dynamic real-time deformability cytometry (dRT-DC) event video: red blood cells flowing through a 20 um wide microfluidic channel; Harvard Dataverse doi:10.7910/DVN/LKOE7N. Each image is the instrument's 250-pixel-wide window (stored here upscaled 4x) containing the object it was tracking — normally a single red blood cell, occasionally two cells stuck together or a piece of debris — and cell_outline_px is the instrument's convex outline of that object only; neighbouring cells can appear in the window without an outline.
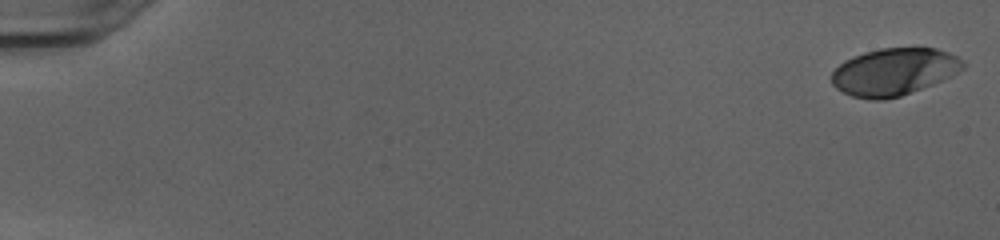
{"species": "human", "species_latin": "Homo sapiens", "temperature_condition": "cold", "stored_images_in_passage": 52, "camera_frame_rate_fps": 3000, "um_per_image_px": 0.085, "donor": {"sex": "female"}, "frame": {"image": 1, "passage_image": 1, "time_ms": 0.0, "image_size_px": [1000, 240], "cell_outline_px": [[964, 68], [952, 76], [932, 84], [900, 96], [884, 100], [872, 100], [852, 96], [836, 88], [832, 84], [832, 72], [844, 60], [864, 52], [880, 48], [936, 48], [948, 52], [956, 56], [964, 64]], "centroid_in_image_um": [75.97, 6.1], "position_along_channel_um": 9.0, "area_um2": 35.95}}
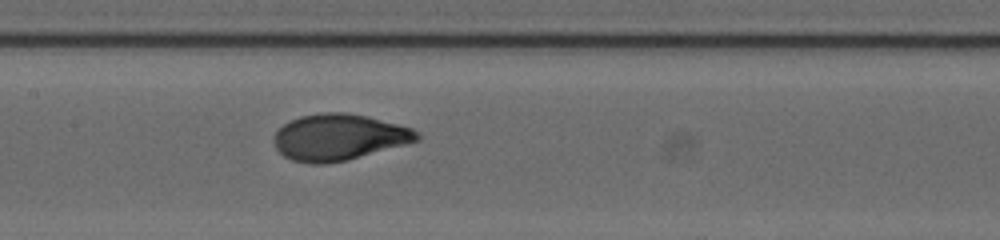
{"frame": {"image": 2, "passage_image": 27, "time_ms": 8.667, "image_size_px": [1000, 240], "cell_outline_px": [[420, 140], [408, 144], [348, 160], [324, 164], [312, 164], [292, 160], [284, 156], [276, 148], [272, 140], [276, 132], [284, 124], [300, 116], [324, 112], [344, 112], [368, 116], [412, 128], [420, 136]], "centroid_in_image_um": [28.81, 11.67], "position_along_channel_um": 178.6, "area_um2": 38.67}}
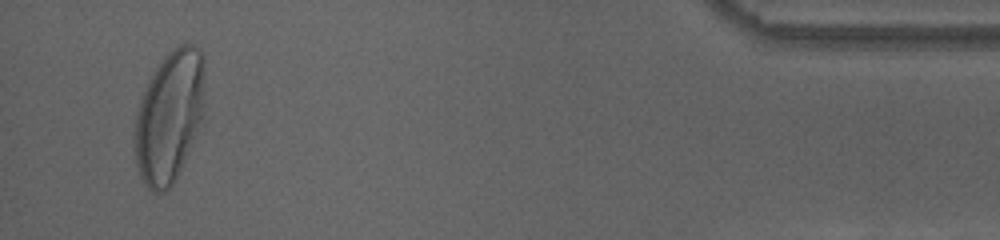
{"frame": {"image": 3, "passage_image": 50, "time_ms": 16.333, "image_size_px": [1000, 240], "cell_outline_px": [[204, 92], [200, 120], [184, 160], [172, 184], [164, 192], [152, 192], [148, 188], [140, 176], [136, 164], [132, 148], [132, 132], [140, 100], [156, 68], [168, 52], [180, 44], [192, 44], [200, 48], [204, 56]], "centroid_in_image_um": [14.35, 9.9], "position_along_channel_um": 420.8, "area_um2": 53.35}, "authors_computed_cell_mechanics": {"area_um2": 37.3966, "velocity_mm_per_s": 4.0209, "shape_relaxation_time_tau1_ms": 3.7474, "shape_relaxation_time_tau2_ms": null, "deformation_change_tau1": 0.222, "deformation_change_tau2": null}}